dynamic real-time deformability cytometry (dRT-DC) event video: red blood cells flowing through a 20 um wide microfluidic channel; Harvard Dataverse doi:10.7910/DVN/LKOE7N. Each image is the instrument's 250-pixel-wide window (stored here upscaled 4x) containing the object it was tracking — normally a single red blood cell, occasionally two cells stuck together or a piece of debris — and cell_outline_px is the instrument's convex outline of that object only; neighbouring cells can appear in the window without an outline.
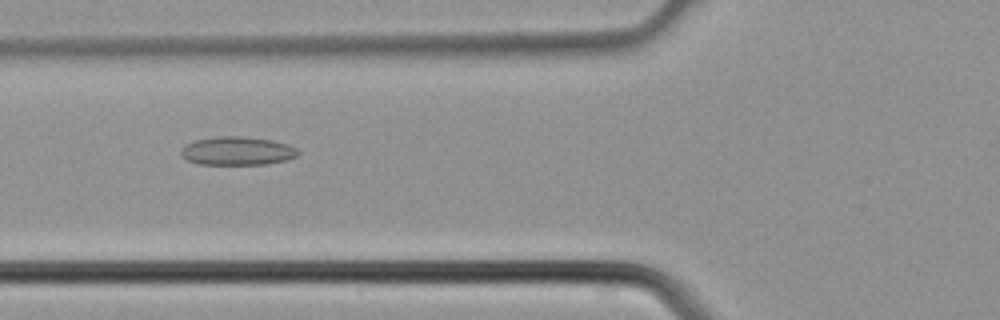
{"species": "common noctule bat (a hibernating species)", "species_latin": "Nyctalus noctula", "temperature_condition": "cold", "stored_images_in_passage": 5, "camera_frame_rate_fps": 3000, "um_per_image_px": 0.085, "animal": {"sex": "male", "body_mass_g": 21.5, "forearm_length_mm": 52.0}, "frame": {"image": 1, "passage_image": 5, "time_ms": 1.333, "image_size_px": [1000, 320], "cell_outline_px": [[300, 152], [296, 156], [284, 160], [264, 164], [200, 164], [188, 160], [180, 156], [180, 148], [184, 144], [196, 140], [220, 136], [248, 136], [272, 140], [288, 144], [296, 148]], "centroid_in_image_um": [20.13, 12.81], "position_along_channel_um": 105.7, "area_um2": 19.48}}